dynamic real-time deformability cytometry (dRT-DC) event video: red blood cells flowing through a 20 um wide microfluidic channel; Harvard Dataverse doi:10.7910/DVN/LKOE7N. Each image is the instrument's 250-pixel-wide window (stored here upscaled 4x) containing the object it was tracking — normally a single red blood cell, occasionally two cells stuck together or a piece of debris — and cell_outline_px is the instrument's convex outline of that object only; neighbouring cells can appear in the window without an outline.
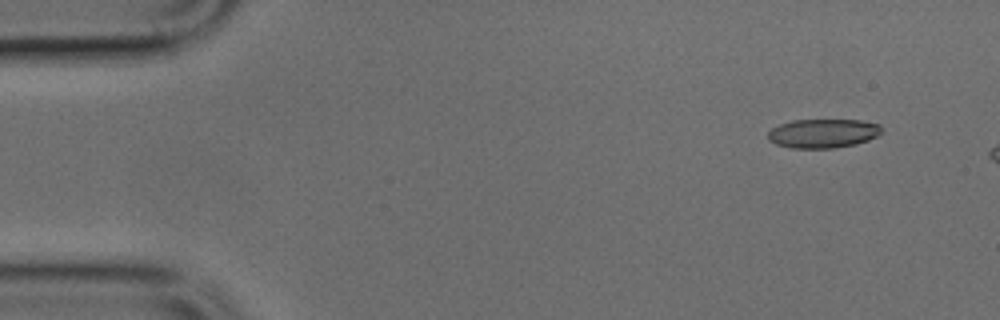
{"species": "common noctule bat (a hibernating species)", "species_latin": "Nyctalus noctula", "temperature_condition": "cold", "stored_images_in_passage": 6, "camera_frame_rate_fps": 3000, "um_per_image_px": 0.085, "animal": {"sex": "male", "body_mass_g": 17.9, "forearm_length_mm": 54.2}, "frame": {"image": 1, "passage_image": 1, "time_ms": 0.0, "image_size_px": [1000, 320], "cell_outline_px": [[880, 132], [876, 136], [868, 140], [856, 144], [836, 148], [792, 148], [776, 144], [768, 140], [768, 132], [772, 128], [780, 124], [792, 120], [860, 120], [880, 124]], "centroid_in_image_um": [69.93, 11.34], "position_along_channel_um": 15.1, "area_um2": 19.19}}